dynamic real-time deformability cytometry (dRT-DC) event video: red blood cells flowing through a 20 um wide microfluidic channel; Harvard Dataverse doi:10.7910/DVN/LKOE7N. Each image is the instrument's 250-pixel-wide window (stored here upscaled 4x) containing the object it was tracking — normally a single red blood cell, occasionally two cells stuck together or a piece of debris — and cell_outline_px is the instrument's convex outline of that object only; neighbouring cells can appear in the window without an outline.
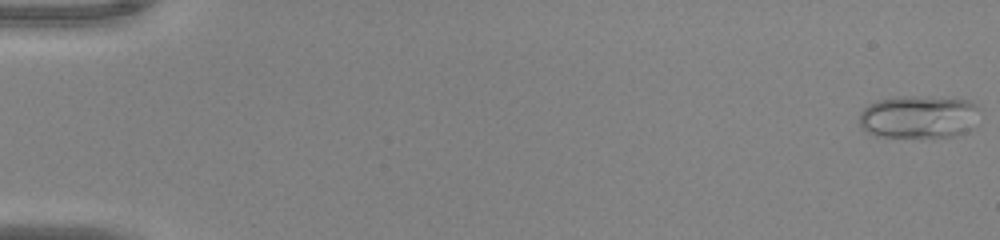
{"species": "common noctule bat (a hibernating species)", "species_latin": "Nyctalus noctula", "temperature_condition": "warm", "stored_images_in_passage": 52, "camera_frame_rate_fps": 3000, "um_per_image_px": 0.085, "animal": {"sex": "male", "body_mass_g": 20.0, "forearm_length_mm": 53.3}, "frame": {"image": 1, "passage_image": 1, "time_ms": 0.0, "image_size_px": [1000, 240], "cell_outline_px": [[980, 108], [972, 128], [968, 132], [956, 136], [876, 136], [868, 132], [860, 124], [860, 112], [868, 104], [880, 100], [900, 96], [912, 96], [968, 100], [976, 104]], "centroid_in_image_um": [78.12, 9.93], "position_along_channel_um": 6.9, "area_um2": 29.77}}
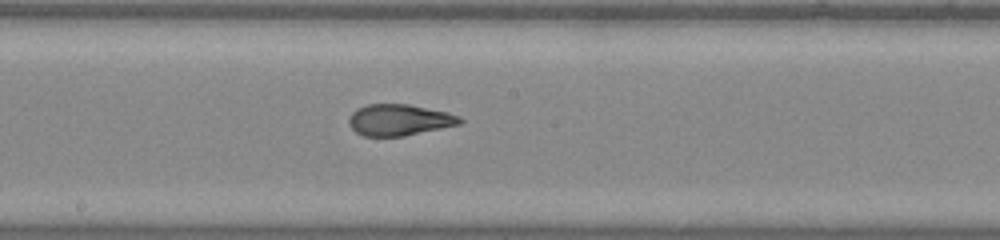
{"frame": {"image": 2, "passage_image": 29, "time_ms": 9.333, "image_size_px": [1000, 240], "cell_outline_px": [[464, 120], [460, 124], [404, 136], [364, 136], [356, 132], [348, 124], [348, 120], [352, 112], [356, 108], [368, 104], [408, 104], [448, 112], [460, 116]], "centroid_in_image_um": [33.93, 10.19], "position_along_channel_um": 214.3, "area_um2": 20.29}}
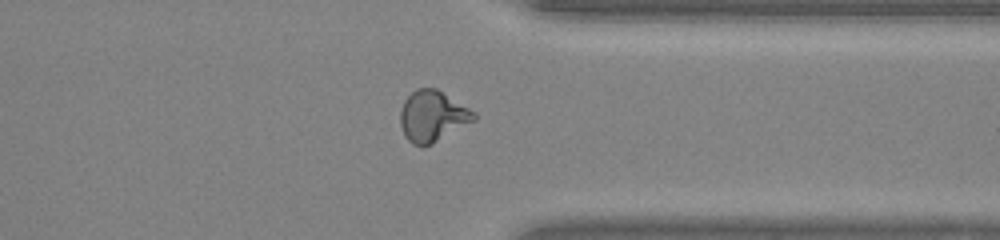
{"frame": {"image": 3, "passage_image": 41, "time_ms": 13.333, "image_size_px": [1000, 240], "cell_outline_px": [[476, 120], [432, 144], [420, 148], [412, 144], [404, 136], [400, 124], [400, 112], [404, 100], [416, 88], [436, 88], [476, 112]], "centroid_in_image_um": [36.76, 9.9], "position_along_channel_um": 374.6, "area_um2": 22.08}, "authors_computed_cell_mechanics": {"area_um2": 21.675, "velocity_mm_per_s": 4.0578, "shape_relaxation_time_tau1_ms": null, "shape_relaxation_time_tau2_ms": 1.104, "deformation_change_tau1": null, "deformation_change_tau2": 0.0671}}